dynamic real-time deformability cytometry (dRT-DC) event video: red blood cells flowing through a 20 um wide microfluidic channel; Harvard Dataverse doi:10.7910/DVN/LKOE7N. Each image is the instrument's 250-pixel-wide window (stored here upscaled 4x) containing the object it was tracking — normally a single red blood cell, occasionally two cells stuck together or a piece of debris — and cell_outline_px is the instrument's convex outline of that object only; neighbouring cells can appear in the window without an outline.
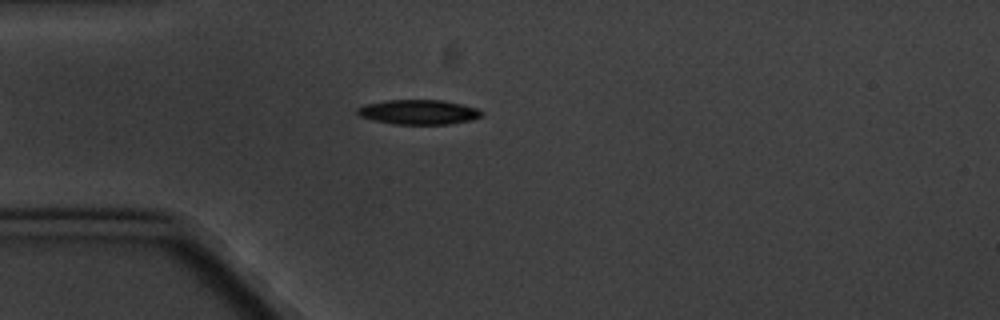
{"species": "common noctule bat (a hibernating species)", "species_latin": "Nyctalus noctula", "temperature_condition": "cold", "stored_images_in_passage": 5, "camera_frame_rate_fps": 3000, "um_per_image_px": 0.085, "animal": {"sex": "male", "body_mass_g": 20.1, "forearm_length_mm": 53.5}, "frame": {"image": 1, "passage_image": 5, "time_ms": 4.667, "image_size_px": [1000, 320], "cell_outline_px": [[484, 116], [472, 120], [448, 124], [392, 124], [372, 120], [360, 116], [356, 112], [356, 108], [368, 104], [388, 100], [440, 100], [460, 104], [476, 108], [484, 112]], "centroid_in_image_um": [35.59, 9.53], "position_along_channel_um": 49.4, "area_um2": 17.86}}